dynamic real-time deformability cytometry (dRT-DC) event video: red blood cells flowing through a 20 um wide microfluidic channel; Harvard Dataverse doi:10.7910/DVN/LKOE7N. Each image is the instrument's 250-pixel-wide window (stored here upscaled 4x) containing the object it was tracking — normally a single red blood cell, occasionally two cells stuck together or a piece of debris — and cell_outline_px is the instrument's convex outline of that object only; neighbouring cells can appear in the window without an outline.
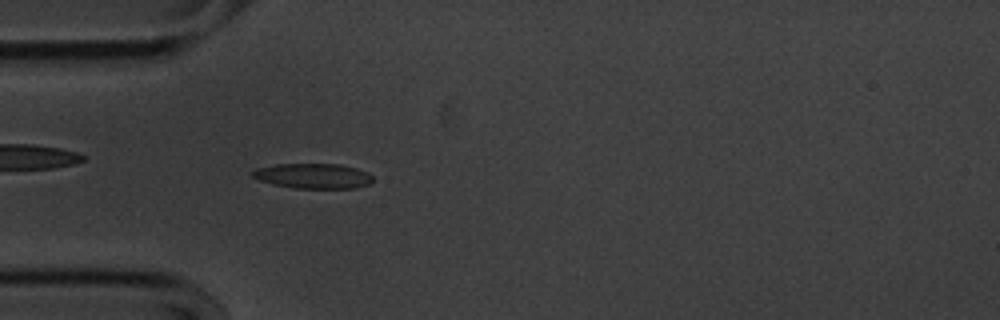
{"species": "common noctule bat (a hibernating species)", "species_latin": "Nyctalus noctula", "temperature_condition": "cold", "stored_images_in_passage": 54, "camera_frame_rate_fps": 3000, "um_per_image_px": 0.085, "animal": {"sex": "male", "body_mass_g": 20.1, "forearm_length_mm": 53.5}, "frame": {"image": 1, "passage_image": 15, "time_ms": 4.667, "image_size_px": [1000, 320], "cell_outline_px": [[372, 180], [368, 184], [356, 188], [292, 188], [272, 184], [260, 180], [252, 176], [248, 172], [256, 168], [276, 164], [340, 164], [356, 168], [368, 172], [372, 176]], "centroid_in_image_um": [26.58, 14.95], "position_along_channel_um": 58.4, "area_um2": 17.69}}
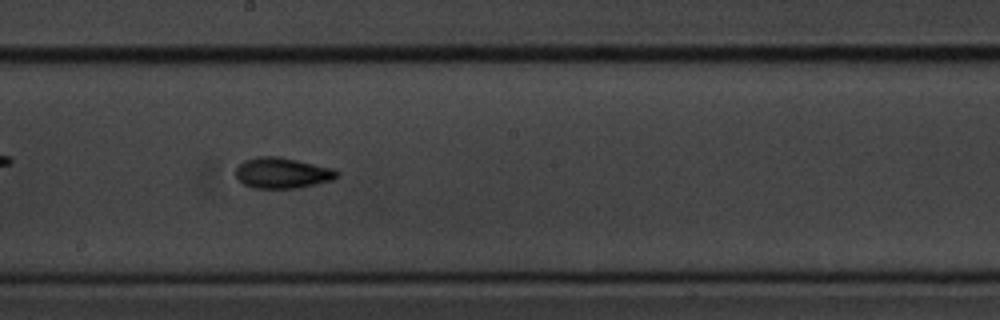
{"frame": {"image": 2, "passage_image": 29, "time_ms": 9.333, "image_size_px": [1000, 320], "cell_outline_px": [[340, 176], [332, 180], [316, 184], [296, 188], [252, 188], [244, 184], [236, 176], [236, 168], [244, 160], [256, 156], [280, 156], [332, 168], [340, 172]], "centroid_in_image_um": [24.0, 14.69], "position_along_channel_um": 224.2, "area_um2": 18.21}}
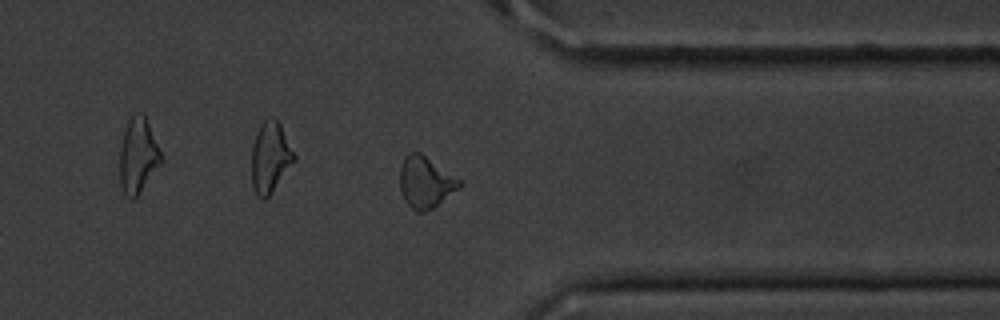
{"frame": {"image": 3, "passage_image": 42, "time_ms": 13.667, "image_size_px": [1000, 320], "cell_outline_px": [[464, 184], [460, 188], [432, 208], [424, 212], [416, 212], [404, 200], [400, 188], [400, 164], [404, 156], [408, 152], [420, 152], [460, 180]], "centroid_in_image_um": [36.15, 15.48], "position_along_channel_um": 375.3, "area_um2": 17.8}, "authors_computed_cell_mechanics": {"area_um2": 17.1666, "velocity_mm_per_s": 3.5973, "shape_relaxation_time_tau1_ms": 2.8309, "shape_relaxation_time_tau2_ms": 3.9838, "deformation_change_tau1": 0.1218, "deformation_change_tau2": 0.1015}}